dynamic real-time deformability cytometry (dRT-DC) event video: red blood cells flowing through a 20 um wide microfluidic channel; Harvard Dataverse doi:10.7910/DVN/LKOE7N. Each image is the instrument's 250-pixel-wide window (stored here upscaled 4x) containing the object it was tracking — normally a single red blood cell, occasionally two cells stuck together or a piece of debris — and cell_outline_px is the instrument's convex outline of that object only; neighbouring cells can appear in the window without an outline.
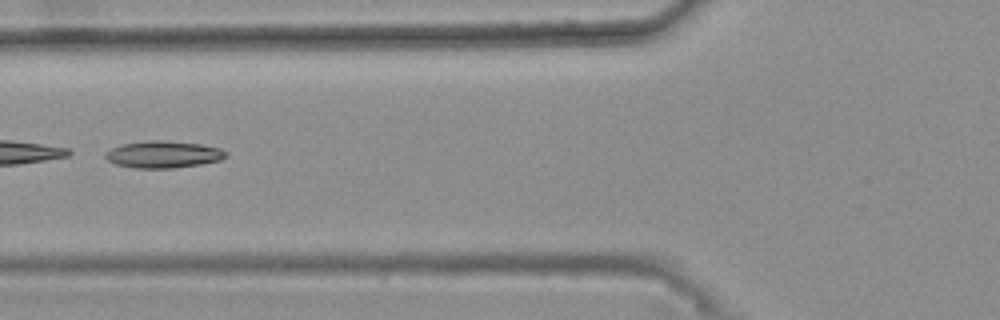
{"species": "common noctule bat (a hibernating species)", "species_latin": "Nyctalus noctula", "temperature_condition": "warm", "stored_images_in_passage": 47, "camera_frame_rate_fps": 3000, "um_per_image_px": 0.085, "animal": {"sex": "female", "body_mass_g": 25.1}, "frame": {"image": 1, "passage_image": 21, "time_ms": 6.667, "image_size_px": [1000, 320], "cell_outline_px": [[228, 156], [220, 160], [200, 164], [172, 168], [136, 168], [116, 164], [108, 160], [104, 156], [104, 152], [120, 144], [148, 140], [160, 140], [200, 144], [220, 148], [228, 152]], "centroid_in_image_um": [13.87, 13.12], "position_along_channel_um": 111.9, "area_um2": 18.96}, "authors_computed_cell_mechanics": {"area_um2": 19.3052, "velocity_mm_per_s": 3.7377, "shape_relaxation_time_tau1_ms": null, "shape_relaxation_time_tau2_ms": 9.3168, "deformation_change_tau1": null, "deformation_change_tau2": 0.1913}}